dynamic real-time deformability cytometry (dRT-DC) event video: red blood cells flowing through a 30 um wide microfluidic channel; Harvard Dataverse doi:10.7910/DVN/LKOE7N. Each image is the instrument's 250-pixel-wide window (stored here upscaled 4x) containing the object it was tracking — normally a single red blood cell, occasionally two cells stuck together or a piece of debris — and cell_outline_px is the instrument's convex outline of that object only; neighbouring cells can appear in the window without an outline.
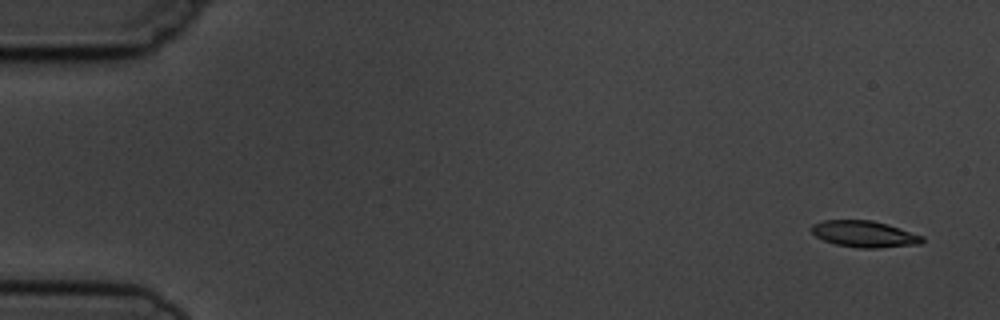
{"species": "common noctule bat (a hibernating species)", "species_latin": "Nyctalus noctula", "temperature_condition": "cold", "stored_images_in_passage": 6, "camera_frame_rate_fps": 3000, "um_per_image_px": 0.085, "animal": {"sex": "male", "body_mass_g": 19.5, "forearm_length_mm": 54.6}, "frame": {"image": 1, "passage_image": 1, "time_ms": 0.0, "image_size_px": [1000, 320], "cell_outline_px": [[924, 240], [920, 244], [880, 248], [860, 248], [836, 244], [824, 240], [816, 236], [812, 232], [812, 224], [824, 220], [872, 220], [888, 224], [924, 236]], "centroid_in_image_um": [73.5, 19.89], "position_along_channel_um": 11.5, "area_um2": 17.05}}
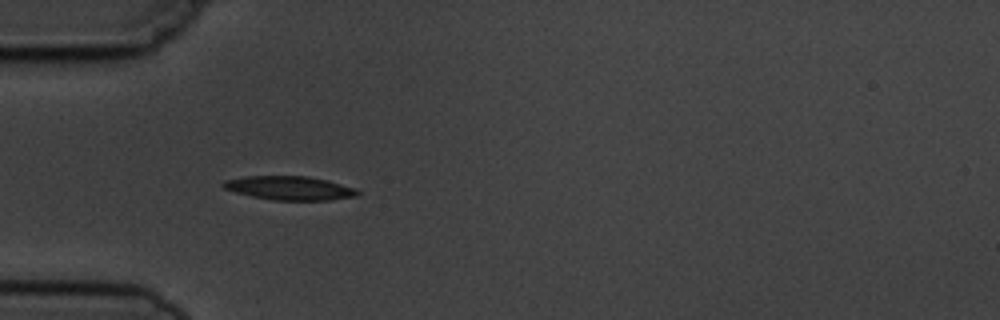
{"frame": {"image": 2, "passage_image": 5, "time_ms": 4.667, "image_size_px": [1000, 320], "cell_outline_px": [[360, 192], [356, 196], [328, 200], [272, 200], [252, 196], [236, 192], [224, 188], [220, 184], [224, 180], [244, 176], [308, 176], [328, 180], [356, 188]], "centroid_in_image_um": [24.61, 15.98], "position_along_channel_um": 60.4, "area_um2": 18.67}}
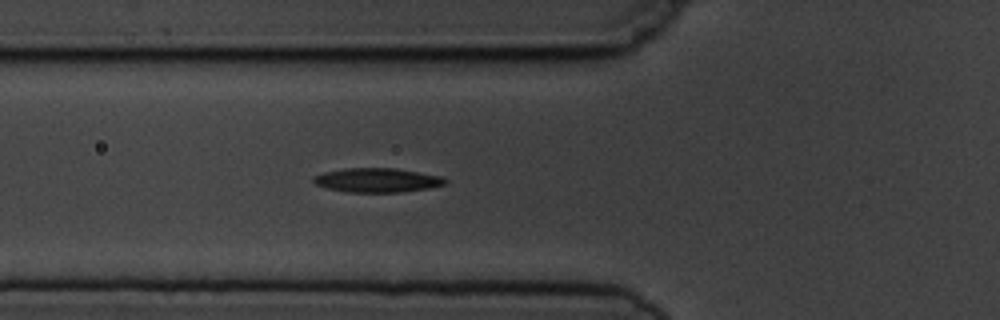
{"frame": {"image": 3, "passage_image": 6, "time_ms": 5.667, "image_size_px": [1000, 320], "cell_outline_px": [[448, 180], [444, 184], [428, 188], [400, 192], [348, 192], [328, 188], [312, 184], [312, 176], [324, 172], [344, 168], [392, 168], [444, 176]], "centroid_in_image_um": [32.02, 15.31], "position_along_channel_um": 93.8, "area_um2": 18.61}}